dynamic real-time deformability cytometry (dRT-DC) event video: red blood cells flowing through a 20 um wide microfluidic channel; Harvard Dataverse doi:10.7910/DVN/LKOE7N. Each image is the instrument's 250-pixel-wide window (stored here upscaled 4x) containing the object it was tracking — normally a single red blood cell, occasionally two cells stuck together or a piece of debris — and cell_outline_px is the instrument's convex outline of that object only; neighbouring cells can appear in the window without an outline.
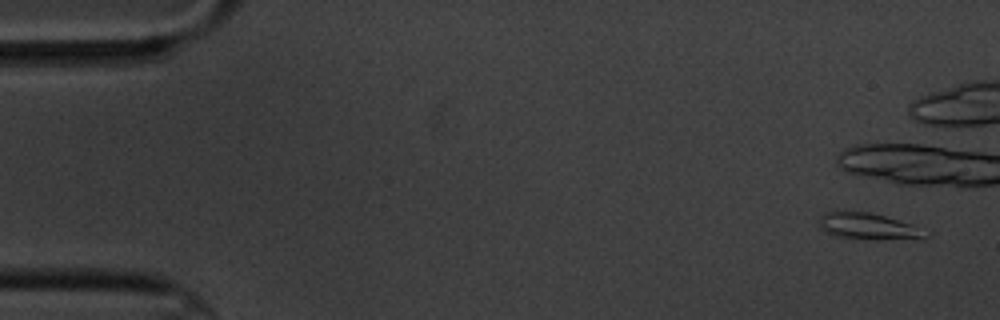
{"species": "common noctule bat (a hibernating species)", "species_latin": "Nyctalus noctula", "temperature_condition": "cold", "stored_images_in_passage": 4, "camera_frame_rate_fps": 3000, "um_per_image_px": 0.085, "animal": {"sex": "male", "body_mass_g": 20.1, "forearm_length_mm": 53.5}, "frame": {"image": 1, "passage_image": 1, "time_ms": 0.0, "image_size_px": [1000, 320], "cell_outline_px": [[932, 232], [928, 236], [868, 240], [836, 236], [820, 228], [820, 216], [824, 212], [868, 212], [884, 216], [912, 224]], "centroid_in_image_um": [73.81, 19.24], "position_along_channel_um": 11.2, "area_um2": 16.01}}